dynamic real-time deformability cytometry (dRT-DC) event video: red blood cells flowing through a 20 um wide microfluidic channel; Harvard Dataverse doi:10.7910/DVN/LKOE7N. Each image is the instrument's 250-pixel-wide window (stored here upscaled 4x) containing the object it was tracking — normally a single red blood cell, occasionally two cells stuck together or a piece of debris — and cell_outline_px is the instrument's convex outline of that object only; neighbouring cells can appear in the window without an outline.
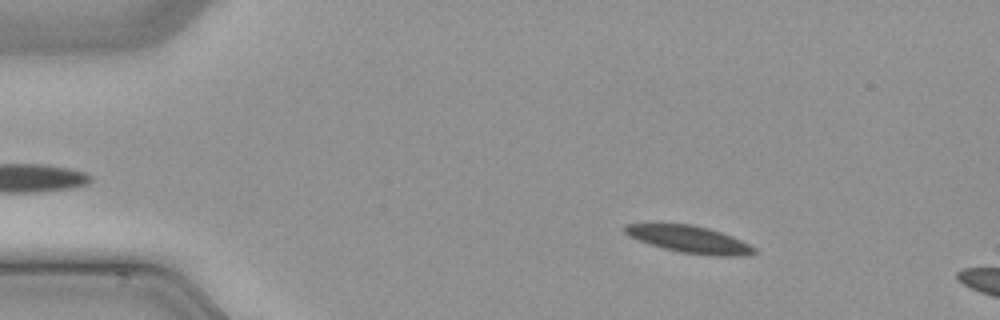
{"species": "common noctule bat (a hibernating species)", "species_latin": "Nyctalus noctula", "temperature_condition": "cold", "stored_images_in_passage": 13, "camera_frame_rate_fps": 3000, "um_per_image_px": 0.085, "animal": {"sex": "male", "body_mass_g": 21.5, "forearm_length_mm": 52.0}, "frame": {"image": 1, "passage_image": 8, "time_ms": 2.333, "image_size_px": [1000, 320], "cell_outline_px": [[756, 252], [744, 256], [712, 256], [680, 252], [648, 244], [628, 236], [624, 232], [624, 224], [692, 224], [708, 228], [732, 236], [756, 248]], "centroid_in_image_um": [58.59, 20.35], "position_along_channel_um": 26.4, "area_um2": 20.35}}